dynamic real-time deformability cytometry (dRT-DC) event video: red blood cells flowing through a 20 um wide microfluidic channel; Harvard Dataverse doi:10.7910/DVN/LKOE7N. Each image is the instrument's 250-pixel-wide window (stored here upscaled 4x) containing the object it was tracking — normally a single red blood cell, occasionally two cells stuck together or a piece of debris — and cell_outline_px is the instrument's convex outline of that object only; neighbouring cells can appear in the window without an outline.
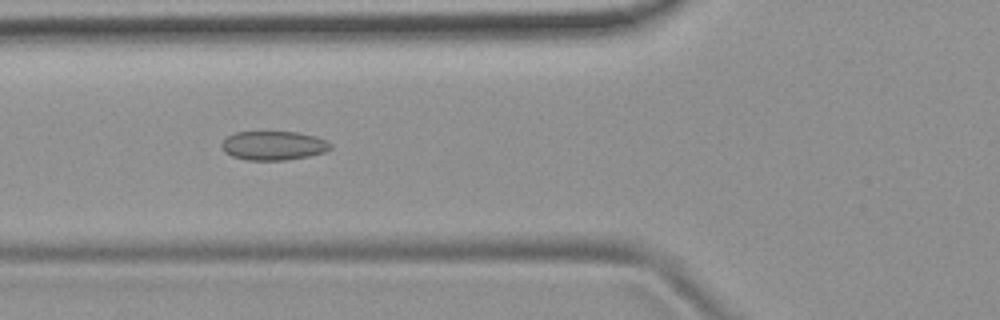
{"species": "common noctule bat (a hibernating species)", "species_latin": "Nyctalus noctula", "temperature_condition": "room temperature", "stored_images_in_passage": 3, "camera_frame_rate_fps": 3000, "um_per_image_px": 0.085, "animal": {"sex": "female", "body_mass_g": 19.9}, "frame": {"image": 1, "passage_image": 2, "time_ms": 0.333, "image_size_px": [1000, 320], "cell_outline_px": [[332, 148], [324, 152], [308, 156], [284, 160], [244, 160], [232, 156], [224, 152], [220, 144], [228, 136], [236, 132], [296, 132], [316, 136], [328, 140], [332, 144]], "centroid_in_image_um": [23.26, 12.37], "position_along_channel_um": 102.5, "area_um2": 18.5}}
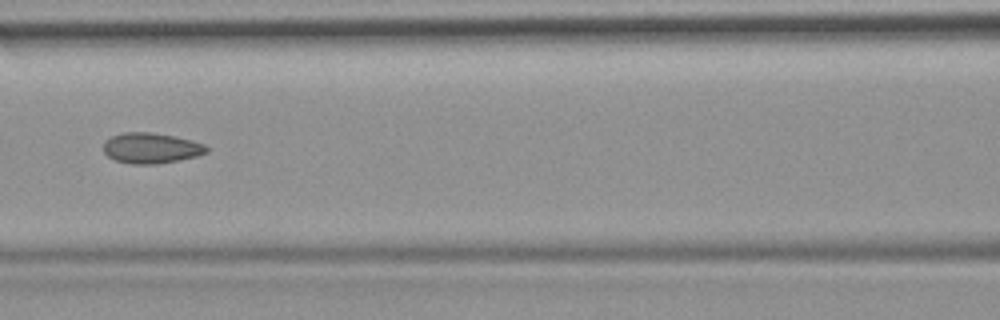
{"frame": {"image": 2, "passage_image": 3, "time_ms": 0.667, "image_size_px": [1000, 320], "cell_outline_px": [[208, 152], [196, 156], [156, 164], [132, 164], [116, 160], [108, 156], [104, 152], [104, 140], [112, 136], [124, 132], [152, 132], [176, 136], [192, 140], [204, 144], [208, 148]], "centroid_in_image_um": [12.84, 12.57], "position_along_channel_um": 153.8, "area_um2": 18.32}}